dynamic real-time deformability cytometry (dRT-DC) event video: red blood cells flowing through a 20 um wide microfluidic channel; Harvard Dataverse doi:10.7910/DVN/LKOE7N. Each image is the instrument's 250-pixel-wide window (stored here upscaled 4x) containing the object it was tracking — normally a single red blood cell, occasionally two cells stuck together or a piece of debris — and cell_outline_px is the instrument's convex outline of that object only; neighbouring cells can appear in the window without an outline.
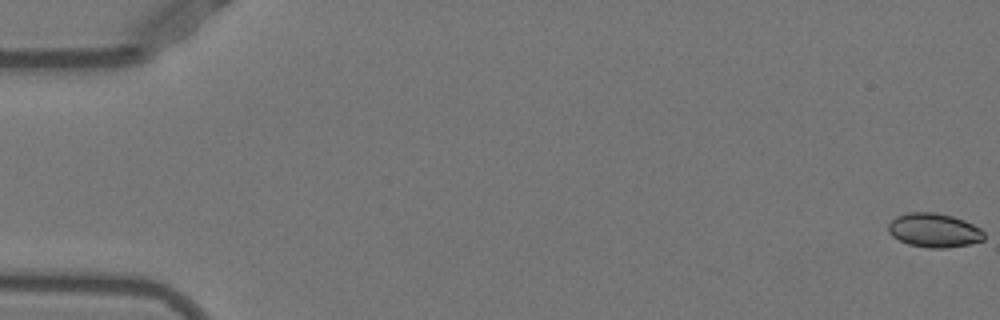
{"species": "Egyptian fruit bat (a non-hibernating species)", "species_latin": "Rousettus aegyptiacus", "temperature_condition": "warm", "stored_images_in_passage": 41, "camera_frame_rate_fps": 3000, "um_per_image_px": 0.085, "animal": {"sex": "female"}, "frame": {"image": 1, "passage_image": 1, "time_ms": 0.0, "image_size_px": [1000, 320], "cell_outline_px": [[984, 240], [968, 244], [944, 248], [928, 248], [908, 244], [892, 236], [888, 232], [888, 224], [896, 216], [908, 212], [936, 212], [952, 216], [964, 220], [980, 228], [984, 232]], "centroid_in_image_um": [79.38, 19.57], "position_along_channel_um": 5.6, "area_um2": 19.02}}
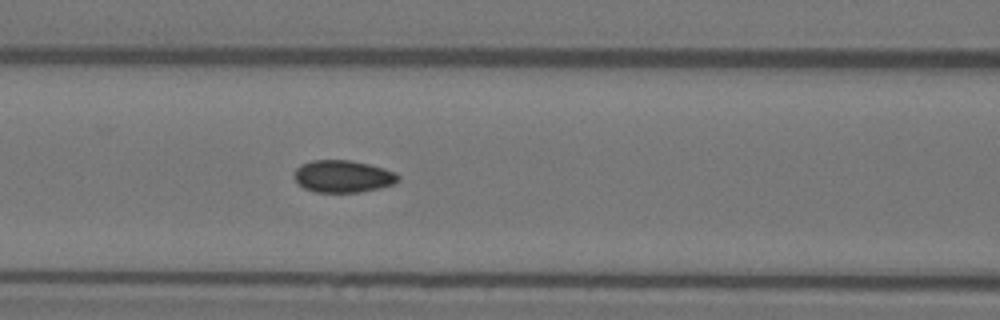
{"frame": {"image": 2, "passage_image": 23, "time_ms": 7.333, "image_size_px": [1000, 320], "cell_outline_px": [[400, 180], [396, 184], [380, 188], [360, 192], [316, 192], [304, 188], [292, 176], [296, 168], [300, 164], [312, 160], [348, 160], [368, 164], [384, 168], [396, 172], [400, 176]], "centroid_in_image_um": [29.17, 14.99], "position_along_channel_um": 137.4, "area_um2": 19.71}}
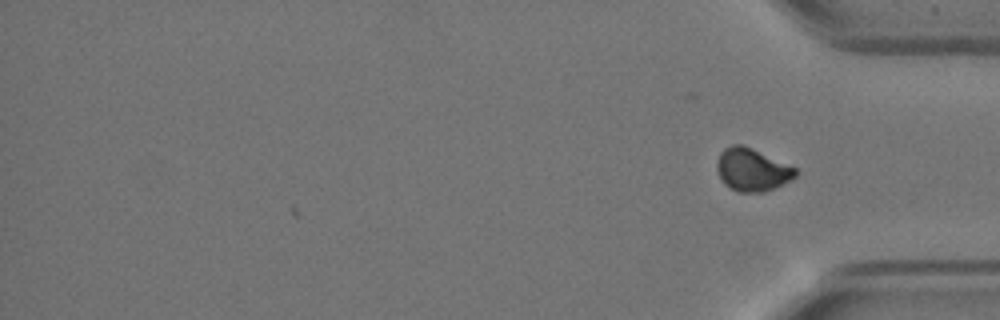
{"frame": {"image": 3, "passage_image": 41, "time_ms": 13.333, "image_size_px": [1000, 320], "cell_outline_px": [[800, 172], [796, 176], [764, 192], [740, 192], [724, 184], [720, 180], [716, 168], [716, 164], [720, 152], [724, 148], [732, 144], [740, 144], [752, 148], [796, 168]], "centroid_in_image_um": [63.89, 14.41], "position_along_channel_um": 371.3, "area_um2": 19.42}, "authors_computed_cell_mechanics": {"area_um2": 19.4208, "velocity_mm_per_s": 3.9344, "shape_relaxation_time_tau1_ms": null, "shape_relaxation_time_tau2_ms": 1.4873, "deformation_change_tau1": null, "deformation_change_tau2": 0.0377}}